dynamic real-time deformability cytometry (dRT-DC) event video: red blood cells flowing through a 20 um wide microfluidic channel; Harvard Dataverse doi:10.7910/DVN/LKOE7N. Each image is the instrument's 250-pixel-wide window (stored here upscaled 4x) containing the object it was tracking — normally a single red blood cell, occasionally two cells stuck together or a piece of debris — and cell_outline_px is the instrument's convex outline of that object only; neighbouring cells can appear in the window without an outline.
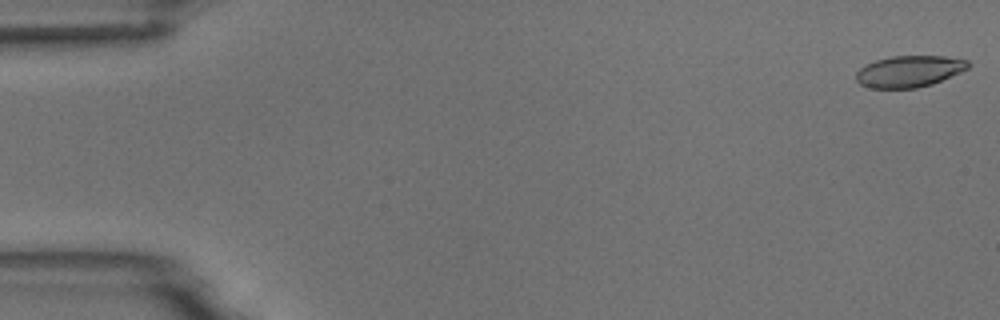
{"species": "common noctule bat (a hibernating species)", "species_latin": "Nyctalus noctula", "temperature_condition": "room temperature", "stored_images_in_passage": 6, "camera_frame_rate_fps": 3000, "um_per_image_px": 0.085, "animal": {"sex": "male", "body_mass_g": 18.8}, "frame": {"image": 1, "passage_image": 1, "time_ms": 0.0, "image_size_px": [1000, 320], "cell_outline_px": [[972, 64], [968, 68], [960, 72], [932, 84], [916, 88], [872, 88], [860, 84], [856, 80], [856, 72], [860, 68], [876, 60], [892, 56], [944, 56], [968, 60]], "centroid_in_image_um": [77.3, 6.06], "position_along_channel_um": 7.7, "area_um2": 20.46}}
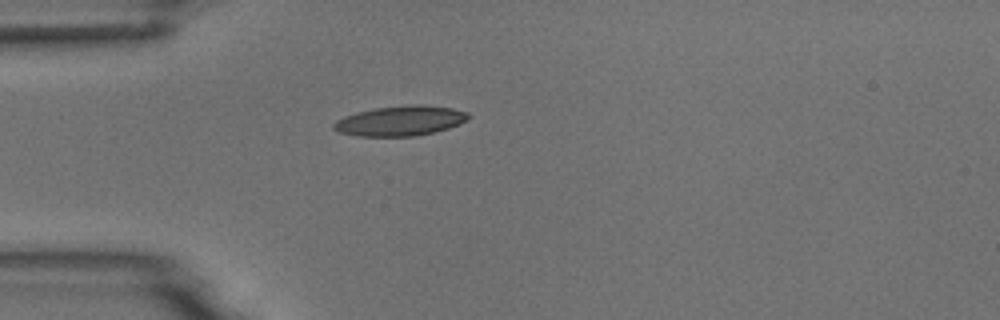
{"frame": {"image": 2, "passage_image": 5, "time_ms": 4.667, "image_size_px": [1000, 320], "cell_outline_px": [[468, 116], [464, 120], [448, 128], [416, 136], [356, 136], [340, 132], [332, 128], [332, 124], [336, 120], [344, 116], [356, 112], [376, 108], [412, 104], [424, 104], [452, 108], [468, 112]], "centroid_in_image_um": [33.97, 10.26], "position_along_channel_um": 51.0, "area_um2": 23.35}}